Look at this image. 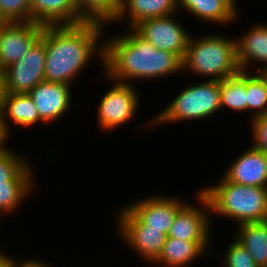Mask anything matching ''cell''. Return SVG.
<instances>
[{"mask_svg":"<svg viewBox=\"0 0 267 267\" xmlns=\"http://www.w3.org/2000/svg\"><path fill=\"white\" fill-rule=\"evenodd\" d=\"M108 28L95 22L76 25L44 26V80L72 86L94 59L104 70V35ZM97 55V56H96ZM81 73V74H80ZM76 79V80H75Z\"/></svg>","mask_w":267,"mask_h":267,"instance_id":"1","label":"cell"},{"mask_svg":"<svg viewBox=\"0 0 267 267\" xmlns=\"http://www.w3.org/2000/svg\"><path fill=\"white\" fill-rule=\"evenodd\" d=\"M113 32L104 35V74L112 80L134 85L183 74L178 55L155 48L134 28Z\"/></svg>","mask_w":267,"mask_h":267,"instance_id":"2","label":"cell"},{"mask_svg":"<svg viewBox=\"0 0 267 267\" xmlns=\"http://www.w3.org/2000/svg\"><path fill=\"white\" fill-rule=\"evenodd\" d=\"M204 35V36H203ZM190 35L187 49L182 59V72L187 76H200L202 80L222 81L237 74L235 37L226 35L222 30L203 34Z\"/></svg>","mask_w":267,"mask_h":267,"instance_id":"3","label":"cell"},{"mask_svg":"<svg viewBox=\"0 0 267 267\" xmlns=\"http://www.w3.org/2000/svg\"><path fill=\"white\" fill-rule=\"evenodd\" d=\"M200 191L209 201L211 217L235 220V226L267 220V188L235 184L222 175Z\"/></svg>","mask_w":267,"mask_h":267,"instance_id":"4","label":"cell"},{"mask_svg":"<svg viewBox=\"0 0 267 267\" xmlns=\"http://www.w3.org/2000/svg\"><path fill=\"white\" fill-rule=\"evenodd\" d=\"M176 93L165 108L144 121L145 123L138 128L152 131L154 128L178 122L206 121L221 111L220 81L201 80L188 84V87H182L181 91Z\"/></svg>","mask_w":267,"mask_h":267,"instance_id":"5","label":"cell"},{"mask_svg":"<svg viewBox=\"0 0 267 267\" xmlns=\"http://www.w3.org/2000/svg\"><path fill=\"white\" fill-rule=\"evenodd\" d=\"M100 73L103 80L109 83V89L99 97L96 117L99 130L106 134L121 129L137 118L142 99L138 86L114 81L104 74V70Z\"/></svg>","mask_w":267,"mask_h":267,"instance_id":"6","label":"cell"},{"mask_svg":"<svg viewBox=\"0 0 267 267\" xmlns=\"http://www.w3.org/2000/svg\"><path fill=\"white\" fill-rule=\"evenodd\" d=\"M115 214L117 236L140 259L150 265L161 254L167 235L161 230L147 229L125 204Z\"/></svg>","mask_w":267,"mask_h":267,"instance_id":"7","label":"cell"},{"mask_svg":"<svg viewBox=\"0 0 267 267\" xmlns=\"http://www.w3.org/2000/svg\"><path fill=\"white\" fill-rule=\"evenodd\" d=\"M194 196L195 204L189 201L177 212L168 237L185 241H212V224L216 221L211 217L209 201L199 188Z\"/></svg>","mask_w":267,"mask_h":267,"instance_id":"8","label":"cell"},{"mask_svg":"<svg viewBox=\"0 0 267 267\" xmlns=\"http://www.w3.org/2000/svg\"><path fill=\"white\" fill-rule=\"evenodd\" d=\"M180 14L182 13L177 12L144 20L134 29L155 48L171 52L183 59L192 32L182 25L184 23L178 21Z\"/></svg>","mask_w":267,"mask_h":267,"instance_id":"9","label":"cell"},{"mask_svg":"<svg viewBox=\"0 0 267 267\" xmlns=\"http://www.w3.org/2000/svg\"><path fill=\"white\" fill-rule=\"evenodd\" d=\"M45 60V43L39 39L26 55L2 71L7 93H29L45 81Z\"/></svg>","mask_w":267,"mask_h":267,"instance_id":"10","label":"cell"},{"mask_svg":"<svg viewBox=\"0 0 267 267\" xmlns=\"http://www.w3.org/2000/svg\"><path fill=\"white\" fill-rule=\"evenodd\" d=\"M183 199L178 195L150 193L125 205L147 225V229L161 230L168 235L177 212L189 201Z\"/></svg>","mask_w":267,"mask_h":267,"instance_id":"11","label":"cell"},{"mask_svg":"<svg viewBox=\"0 0 267 267\" xmlns=\"http://www.w3.org/2000/svg\"><path fill=\"white\" fill-rule=\"evenodd\" d=\"M43 25L9 22L0 26V71L19 61L41 38Z\"/></svg>","mask_w":267,"mask_h":267,"instance_id":"12","label":"cell"},{"mask_svg":"<svg viewBox=\"0 0 267 267\" xmlns=\"http://www.w3.org/2000/svg\"><path fill=\"white\" fill-rule=\"evenodd\" d=\"M73 89L67 84L43 81L28 93L46 127L60 121L74 108Z\"/></svg>","mask_w":267,"mask_h":267,"instance_id":"13","label":"cell"},{"mask_svg":"<svg viewBox=\"0 0 267 267\" xmlns=\"http://www.w3.org/2000/svg\"><path fill=\"white\" fill-rule=\"evenodd\" d=\"M237 64L241 71L267 68V24L255 23L235 37Z\"/></svg>","mask_w":267,"mask_h":267,"instance_id":"14","label":"cell"},{"mask_svg":"<svg viewBox=\"0 0 267 267\" xmlns=\"http://www.w3.org/2000/svg\"><path fill=\"white\" fill-rule=\"evenodd\" d=\"M231 162L222 174L228 181L239 185L267 188V154L265 152L249 144L246 150L237 157L235 156Z\"/></svg>","mask_w":267,"mask_h":267,"instance_id":"15","label":"cell"},{"mask_svg":"<svg viewBox=\"0 0 267 267\" xmlns=\"http://www.w3.org/2000/svg\"><path fill=\"white\" fill-rule=\"evenodd\" d=\"M240 7L233 0H177L179 13L185 10L198 23L211 26H230L241 16Z\"/></svg>","mask_w":267,"mask_h":267,"instance_id":"16","label":"cell"},{"mask_svg":"<svg viewBox=\"0 0 267 267\" xmlns=\"http://www.w3.org/2000/svg\"><path fill=\"white\" fill-rule=\"evenodd\" d=\"M211 243L212 241H185L167 236L161 254L152 265L157 267H191L193 263L203 260L205 256H207V260L211 259L213 252L217 251L210 245Z\"/></svg>","mask_w":267,"mask_h":267,"instance_id":"17","label":"cell"},{"mask_svg":"<svg viewBox=\"0 0 267 267\" xmlns=\"http://www.w3.org/2000/svg\"><path fill=\"white\" fill-rule=\"evenodd\" d=\"M2 120L10 135L14 133V129L18 130L22 128V130H30L32 127L34 129L39 125L40 128L46 126L41 121L37 107L28 93H7L2 112Z\"/></svg>","mask_w":267,"mask_h":267,"instance_id":"18","label":"cell"},{"mask_svg":"<svg viewBox=\"0 0 267 267\" xmlns=\"http://www.w3.org/2000/svg\"><path fill=\"white\" fill-rule=\"evenodd\" d=\"M178 12L177 0H119V11L113 24L126 20L127 28H135L144 20Z\"/></svg>","mask_w":267,"mask_h":267,"instance_id":"19","label":"cell"},{"mask_svg":"<svg viewBox=\"0 0 267 267\" xmlns=\"http://www.w3.org/2000/svg\"><path fill=\"white\" fill-rule=\"evenodd\" d=\"M31 21L43 26L76 25L78 16L72 0H30Z\"/></svg>","mask_w":267,"mask_h":267,"instance_id":"20","label":"cell"},{"mask_svg":"<svg viewBox=\"0 0 267 267\" xmlns=\"http://www.w3.org/2000/svg\"><path fill=\"white\" fill-rule=\"evenodd\" d=\"M233 236L252 256L258 267H267V220L237 226Z\"/></svg>","mask_w":267,"mask_h":267,"instance_id":"21","label":"cell"},{"mask_svg":"<svg viewBox=\"0 0 267 267\" xmlns=\"http://www.w3.org/2000/svg\"><path fill=\"white\" fill-rule=\"evenodd\" d=\"M37 181H4L0 183V223L19 211L29 197L36 194L39 188ZM36 186V187H35ZM23 204V205H22ZM4 216V219L2 217ZM2 219V221H1Z\"/></svg>","mask_w":267,"mask_h":267,"instance_id":"22","label":"cell"},{"mask_svg":"<svg viewBox=\"0 0 267 267\" xmlns=\"http://www.w3.org/2000/svg\"><path fill=\"white\" fill-rule=\"evenodd\" d=\"M8 148L0 152V183L4 181H37L35 167L29 157L22 152ZM20 152V153H19Z\"/></svg>","mask_w":267,"mask_h":267,"instance_id":"23","label":"cell"},{"mask_svg":"<svg viewBox=\"0 0 267 267\" xmlns=\"http://www.w3.org/2000/svg\"><path fill=\"white\" fill-rule=\"evenodd\" d=\"M220 106L221 110L247 112L246 71L220 81Z\"/></svg>","mask_w":267,"mask_h":267,"instance_id":"24","label":"cell"},{"mask_svg":"<svg viewBox=\"0 0 267 267\" xmlns=\"http://www.w3.org/2000/svg\"><path fill=\"white\" fill-rule=\"evenodd\" d=\"M78 16L84 22L112 26L119 11V0H72Z\"/></svg>","mask_w":267,"mask_h":267,"instance_id":"25","label":"cell"},{"mask_svg":"<svg viewBox=\"0 0 267 267\" xmlns=\"http://www.w3.org/2000/svg\"><path fill=\"white\" fill-rule=\"evenodd\" d=\"M246 92L248 121L267 114V84L258 72L246 71Z\"/></svg>","mask_w":267,"mask_h":267,"instance_id":"26","label":"cell"},{"mask_svg":"<svg viewBox=\"0 0 267 267\" xmlns=\"http://www.w3.org/2000/svg\"><path fill=\"white\" fill-rule=\"evenodd\" d=\"M232 238L226 249L217 252L221 254L219 259L223 260L222 267H258L250 253L234 237Z\"/></svg>","mask_w":267,"mask_h":267,"instance_id":"27","label":"cell"},{"mask_svg":"<svg viewBox=\"0 0 267 267\" xmlns=\"http://www.w3.org/2000/svg\"><path fill=\"white\" fill-rule=\"evenodd\" d=\"M0 7L9 22H31L30 0H0Z\"/></svg>","mask_w":267,"mask_h":267,"instance_id":"28","label":"cell"},{"mask_svg":"<svg viewBox=\"0 0 267 267\" xmlns=\"http://www.w3.org/2000/svg\"><path fill=\"white\" fill-rule=\"evenodd\" d=\"M250 143L254 148L267 154V114L252 118L249 122Z\"/></svg>","mask_w":267,"mask_h":267,"instance_id":"29","label":"cell"},{"mask_svg":"<svg viewBox=\"0 0 267 267\" xmlns=\"http://www.w3.org/2000/svg\"><path fill=\"white\" fill-rule=\"evenodd\" d=\"M40 258L36 257H31V258H22V259H17V257H12L11 255V267H52L50 263L45 262L44 260L41 261ZM19 260V261H18ZM54 267V266H53Z\"/></svg>","mask_w":267,"mask_h":267,"instance_id":"30","label":"cell"},{"mask_svg":"<svg viewBox=\"0 0 267 267\" xmlns=\"http://www.w3.org/2000/svg\"><path fill=\"white\" fill-rule=\"evenodd\" d=\"M9 138H12L8 131L6 130L3 120H2V115H0V152H3L7 150L9 147Z\"/></svg>","mask_w":267,"mask_h":267,"instance_id":"31","label":"cell"},{"mask_svg":"<svg viewBox=\"0 0 267 267\" xmlns=\"http://www.w3.org/2000/svg\"><path fill=\"white\" fill-rule=\"evenodd\" d=\"M7 95L5 78L3 73L0 71V115H2L4 109L5 98Z\"/></svg>","mask_w":267,"mask_h":267,"instance_id":"32","label":"cell"},{"mask_svg":"<svg viewBox=\"0 0 267 267\" xmlns=\"http://www.w3.org/2000/svg\"><path fill=\"white\" fill-rule=\"evenodd\" d=\"M0 267H11V255L4 252L3 248L0 250Z\"/></svg>","mask_w":267,"mask_h":267,"instance_id":"33","label":"cell"},{"mask_svg":"<svg viewBox=\"0 0 267 267\" xmlns=\"http://www.w3.org/2000/svg\"><path fill=\"white\" fill-rule=\"evenodd\" d=\"M6 23H9V21L3 16L2 10H1V7H0V26L4 25Z\"/></svg>","mask_w":267,"mask_h":267,"instance_id":"34","label":"cell"},{"mask_svg":"<svg viewBox=\"0 0 267 267\" xmlns=\"http://www.w3.org/2000/svg\"><path fill=\"white\" fill-rule=\"evenodd\" d=\"M258 73L263 77V79L265 80L267 84V68L259 71Z\"/></svg>","mask_w":267,"mask_h":267,"instance_id":"35","label":"cell"},{"mask_svg":"<svg viewBox=\"0 0 267 267\" xmlns=\"http://www.w3.org/2000/svg\"><path fill=\"white\" fill-rule=\"evenodd\" d=\"M233 1H234L235 4L238 6V5H239L238 3H240L241 0H233Z\"/></svg>","mask_w":267,"mask_h":267,"instance_id":"36","label":"cell"}]
</instances>
